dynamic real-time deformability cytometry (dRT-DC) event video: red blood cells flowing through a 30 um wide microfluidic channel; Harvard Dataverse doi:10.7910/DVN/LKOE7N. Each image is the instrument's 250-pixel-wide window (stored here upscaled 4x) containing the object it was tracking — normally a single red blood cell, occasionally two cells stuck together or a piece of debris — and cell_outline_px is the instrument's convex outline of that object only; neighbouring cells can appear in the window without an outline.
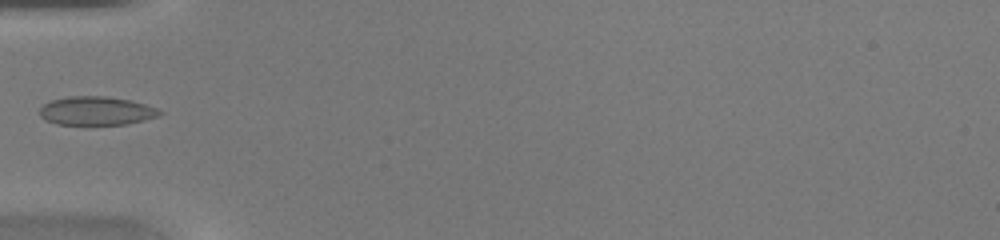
{"species": "common noctule bat (a hibernating species)", "species_latin": "Nyctalus noctula", "temperature_condition": "warm", "stored_images_in_passage": 30, "camera_frame_rate_fps": 3000, "um_per_image_px": 0.085, "animal": {"sex": "female", "body_mass_g": 20.0, "forearm_length_mm": 54.0}, "frame": {"image": 1, "passage_image": 1, "time_ms": 0.0, "image_size_px": [1000, 240], "cell_outline_px": [[164, 112], [160, 116], [128, 124], [56, 124], [44, 120], [40, 116], [40, 108], [44, 104], [52, 100], [68, 96], [104, 96], [128, 100], [144, 104], [156, 108]], "centroid_in_image_um": [8.18, 9.42], "position_along_channel_um": 76.8, "area_um2": 19.94}}
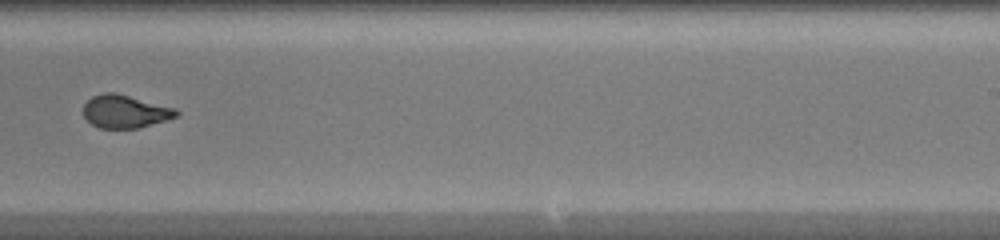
{"frame": {"image": 2, "passage_image": 14, "time_ms": 4.333, "image_size_px": [1000, 240], "cell_outline_px": [[180, 112], [176, 116], [164, 120], [136, 128], [100, 128], [92, 124], [84, 116], [84, 104], [92, 96], [104, 92], [112, 92], [176, 108]], "centroid_in_image_um": [10.61, 9.47], "position_along_channel_um": 278.4, "area_um2": 17.46}}
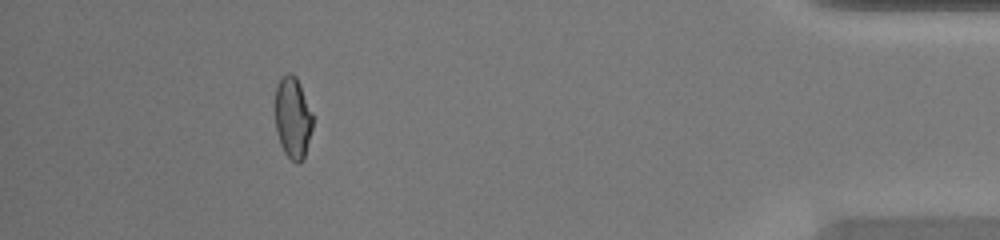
{"frame": {"image": 3, "passage_image": 26, "time_ms": 8.333, "image_size_px": [1000, 240], "cell_outline_px": [[312, 128], [304, 160], [300, 164], [296, 164], [284, 152], [280, 144], [276, 132], [276, 84], [288, 72], [296, 76], [312, 112]], "centroid_in_image_um": [24.89, 10.05], "position_along_channel_um": 410.3, "area_um2": 17.8}}